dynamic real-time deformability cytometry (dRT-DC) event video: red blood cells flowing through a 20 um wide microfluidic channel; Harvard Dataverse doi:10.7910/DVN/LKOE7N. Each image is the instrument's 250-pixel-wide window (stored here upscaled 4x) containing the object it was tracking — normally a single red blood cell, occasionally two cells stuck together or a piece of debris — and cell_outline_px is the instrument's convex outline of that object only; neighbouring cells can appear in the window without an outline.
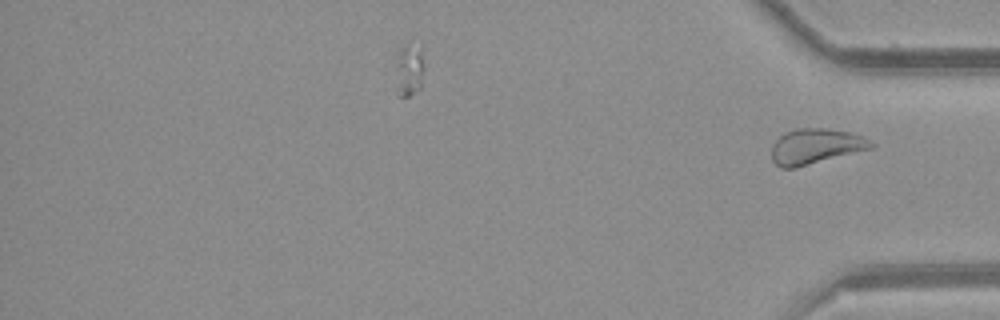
{"species": "common noctule bat (a hibernating species)", "species_latin": "Nyctalus noctula", "temperature_condition": "room temperature", "stored_images_in_passage": 35, "camera_frame_rate_fps": 3000, "um_per_image_px": 0.085, "animal": {"sex": "female", "body_mass_g": 21.9}, "frame": {"image": 1, "passage_image": 35, "time_ms": 11.333, "image_size_px": [1000, 320], "cell_outline_px": [[876, 144], [872, 148], [796, 168], [780, 168], [772, 160], [772, 144], [784, 132], [796, 128], [828, 128], [852, 132], [864, 136]], "centroid_in_image_um": [69.34, 12.43], "position_along_channel_um": 365.9, "area_um2": 20.75}}